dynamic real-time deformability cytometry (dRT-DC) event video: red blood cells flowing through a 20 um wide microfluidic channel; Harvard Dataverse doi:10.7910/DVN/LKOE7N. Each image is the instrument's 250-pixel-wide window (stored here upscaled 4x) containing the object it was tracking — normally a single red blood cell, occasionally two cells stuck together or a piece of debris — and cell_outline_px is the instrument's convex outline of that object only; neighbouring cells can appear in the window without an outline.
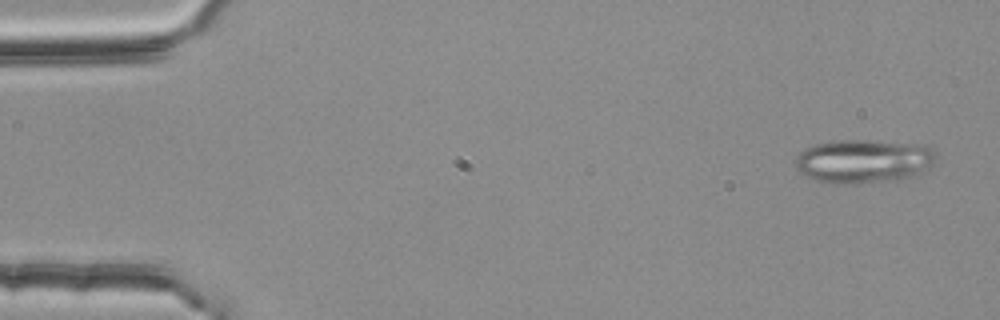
{"species": "common noctule bat (a hibernating species)", "species_latin": "Nyctalus noctula", "temperature_condition": "room temperature", "stored_images_in_passage": 55, "segment_of_instrument_passage": [1, 3], "camera_frame_rate_fps": 3000, "um_per_image_px": 0.085, "animal": {"sex": "female", "body_mass_g": 25.1}, "frame": {"image": 1, "passage_image": 3, "time_ms": 0.667, "image_size_px": [1000, 320], "cell_outline_px": [[936, 156], [920, 176], [900, 180], [856, 184], [832, 184], [816, 180], [804, 176], [796, 168], [796, 156], [804, 148], [816, 144], [840, 140], [864, 140], [924, 144], [932, 148]], "centroid_in_image_um": [73.41, 13.72], "position_along_channel_um": 11.6, "area_um2": 36.36}}